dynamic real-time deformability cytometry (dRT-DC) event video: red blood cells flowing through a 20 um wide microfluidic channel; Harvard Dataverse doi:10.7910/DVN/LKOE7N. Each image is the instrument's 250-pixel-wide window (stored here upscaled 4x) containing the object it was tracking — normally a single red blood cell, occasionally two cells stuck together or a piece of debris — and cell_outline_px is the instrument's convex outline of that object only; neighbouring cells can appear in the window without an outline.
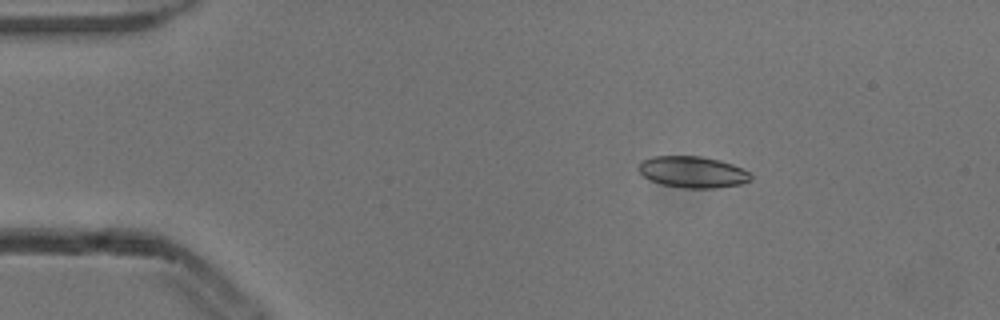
{"species": "common noctule bat (a hibernating species)", "species_latin": "Nyctalus noctula", "temperature_condition": "cold", "stored_images_in_passage": 5, "camera_frame_rate_fps": 3000, "um_per_image_px": 0.085, "animal": {"sex": "male", "body_mass_g": 13.3}, "frame": {"image": 1, "passage_image": 3, "time_ms": 0.667, "image_size_px": [1000, 320], "cell_outline_px": [[752, 180], [740, 184], [716, 188], [684, 188], [664, 184], [652, 180], [644, 176], [636, 168], [640, 160], [652, 156], [700, 156], [720, 160], [732, 164], [748, 172], [752, 176]], "centroid_in_image_um": [58.85, 14.61], "position_along_channel_um": 26.1, "area_um2": 20.52}}